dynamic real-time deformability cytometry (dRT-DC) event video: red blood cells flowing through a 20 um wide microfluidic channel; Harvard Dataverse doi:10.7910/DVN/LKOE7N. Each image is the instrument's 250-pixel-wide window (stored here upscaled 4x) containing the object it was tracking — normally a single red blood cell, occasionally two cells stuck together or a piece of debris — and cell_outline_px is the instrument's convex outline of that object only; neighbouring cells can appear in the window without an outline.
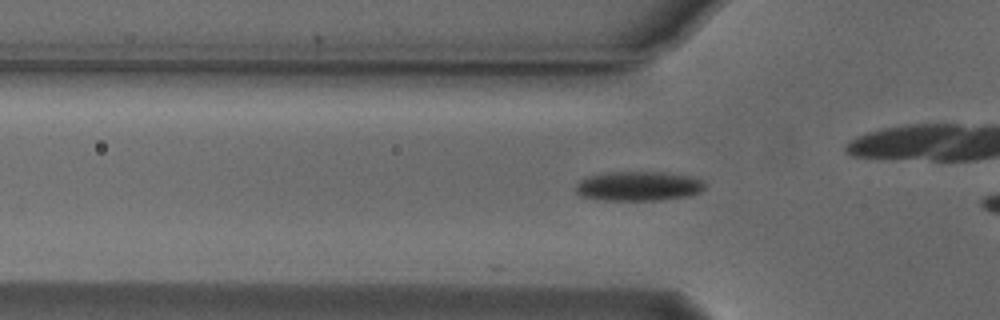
{"species": "Egyptian fruit bat (a non-hibernating species)", "species_latin": "Rousettus aegyptiacus", "temperature_condition": "cold", "stored_images_in_passage": 8, "camera_frame_rate_fps": 3000, "um_per_image_px": 0.085, "animal": {"sex": "male"}, "frame": {"image": 1, "passage_image": 8, "time_ms": 2.333, "image_size_px": [1000, 320], "cell_outline_px": [[704, 188], [700, 192], [688, 196], [660, 200], [604, 200], [580, 196], [576, 192], [576, 184], [580, 180], [588, 176], [604, 172], [664, 172], [688, 176], [704, 180]], "centroid_in_image_um": [54.25, 15.82], "position_along_channel_um": 71.5, "area_um2": 22.25}}